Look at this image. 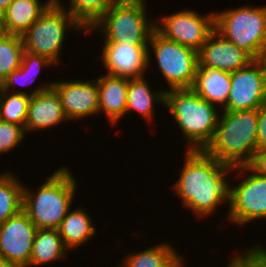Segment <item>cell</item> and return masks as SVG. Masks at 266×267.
Returning a JSON list of instances; mask_svg holds the SVG:
<instances>
[{
	"label": "cell",
	"mask_w": 266,
	"mask_h": 267,
	"mask_svg": "<svg viewBox=\"0 0 266 267\" xmlns=\"http://www.w3.org/2000/svg\"><path fill=\"white\" fill-rule=\"evenodd\" d=\"M185 156V165L174 184L175 191L195 215H210L224 200H229V183L225 178L233 167L204 150H187Z\"/></svg>",
	"instance_id": "cell-1"
},
{
	"label": "cell",
	"mask_w": 266,
	"mask_h": 267,
	"mask_svg": "<svg viewBox=\"0 0 266 267\" xmlns=\"http://www.w3.org/2000/svg\"><path fill=\"white\" fill-rule=\"evenodd\" d=\"M258 110L224 111L204 151L219 162L245 166L257 150Z\"/></svg>",
	"instance_id": "cell-2"
},
{
	"label": "cell",
	"mask_w": 266,
	"mask_h": 267,
	"mask_svg": "<svg viewBox=\"0 0 266 267\" xmlns=\"http://www.w3.org/2000/svg\"><path fill=\"white\" fill-rule=\"evenodd\" d=\"M70 170L55 171L35 194L23 186V208L38 229H57L66 217L76 192Z\"/></svg>",
	"instance_id": "cell-3"
},
{
	"label": "cell",
	"mask_w": 266,
	"mask_h": 267,
	"mask_svg": "<svg viewBox=\"0 0 266 267\" xmlns=\"http://www.w3.org/2000/svg\"><path fill=\"white\" fill-rule=\"evenodd\" d=\"M164 105L189 142L187 150H204L216 131L219 119L217 106L202 99L192 89L165 91Z\"/></svg>",
	"instance_id": "cell-4"
},
{
	"label": "cell",
	"mask_w": 266,
	"mask_h": 267,
	"mask_svg": "<svg viewBox=\"0 0 266 267\" xmlns=\"http://www.w3.org/2000/svg\"><path fill=\"white\" fill-rule=\"evenodd\" d=\"M214 29L253 59H262L266 50V6H241L214 13Z\"/></svg>",
	"instance_id": "cell-5"
},
{
	"label": "cell",
	"mask_w": 266,
	"mask_h": 267,
	"mask_svg": "<svg viewBox=\"0 0 266 267\" xmlns=\"http://www.w3.org/2000/svg\"><path fill=\"white\" fill-rule=\"evenodd\" d=\"M145 0H118L90 29L99 27L104 42L148 45L156 23L149 22Z\"/></svg>",
	"instance_id": "cell-6"
},
{
	"label": "cell",
	"mask_w": 266,
	"mask_h": 267,
	"mask_svg": "<svg viewBox=\"0 0 266 267\" xmlns=\"http://www.w3.org/2000/svg\"><path fill=\"white\" fill-rule=\"evenodd\" d=\"M62 5L61 2H53L21 36L25 51L44 56L54 64L60 59L68 28L84 29Z\"/></svg>",
	"instance_id": "cell-7"
},
{
	"label": "cell",
	"mask_w": 266,
	"mask_h": 267,
	"mask_svg": "<svg viewBox=\"0 0 266 267\" xmlns=\"http://www.w3.org/2000/svg\"><path fill=\"white\" fill-rule=\"evenodd\" d=\"M152 46L162 72L171 89H191L198 67V52L165 38L156 29L148 43Z\"/></svg>",
	"instance_id": "cell-8"
},
{
	"label": "cell",
	"mask_w": 266,
	"mask_h": 267,
	"mask_svg": "<svg viewBox=\"0 0 266 267\" xmlns=\"http://www.w3.org/2000/svg\"><path fill=\"white\" fill-rule=\"evenodd\" d=\"M242 172H251L238 186L229 185V216L231 222L244 225L247 222L266 218V177L255 173L248 165L236 166ZM251 170V171H250Z\"/></svg>",
	"instance_id": "cell-9"
},
{
	"label": "cell",
	"mask_w": 266,
	"mask_h": 267,
	"mask_svg": "<svg viewBox=\"0 0 266 267\" xmlns=\"http://www.w3.org/2000/svg\"><path fill=\"white\" fill-rule=\"evenodd\" d=\"M266 102V67L262 59L231 72V88L224 111L258 109Z\"/></svg>",
	"instance_id": "cell-10"
},
{
	"label": "cell",
	"mask_w": 266,
	"mask_h": 267,
	"mask_svg": "<svg viewBox=\"0 0 266 267\" xmlns=\"http://www.w3.org/2000/svg\"><path fill=\"white\" fill-rule=\"evenodd\" d=\"M161 19L162 24L155 25L161 35L197 52L215 30L213 13L201 16L195 11L184 10Z\"/></svg>",
	"instance_id": "cell-11"
},
{
	"label": "cell",
	"mask_w": 266,
	"mask_h": 267,
	"mask_svg": "<svg viewBox=\"0 0 266 267\" xmlns=\"http://www.w3.org/2000/svg\"><path fill=\"white\" fill-rule=\"evenodd\" d=\"M37 230L23 210L0 224V258L29 267Z\"/></svg>",
	"instance_id": "cell-12"
},
{
	"label": "cell",
	"mask_w": 266,
	"mask_h": 267,
	"mask_svg": "<svg viewBox=\"0 0 266 267\" xmlns=\"http://www.w3.org/2000/svg\"><path fill=\"white\" fill-rule=\"evenodd\" d=\"M149 45H130L122 42H104L101 52L108 75L122 78H140L149 65Z\"/></svg>",
	"instance_id": "cell-13"
},
{
	"label": "cell",
	"mask_w": 266,
	"mask_h": 267,
	"mask_svg": "<svg viewBox=\"0 0 266 267\" xmlns=\"http://www.w3.org/2000/svg\"><path fill=\"white\" fill-rule=\"evenodd\" d=\"M68 120L93 116L99 112L97 81L53 82Z\"/></svg>",
	"instance_id": "cell-14"
},
{
	"label": "cell",
	"mask_w": 266,
	"mask_h": 267,
	"mask_svg": "<svg viewBox=\"0 0 266 267\" xmlns=\"http://www.w3.org/2000/svg\"><path fill=\"white\" fill-rule=\"evenodd\" d=\"M254 59L244 50L213 31L198 51V67L235 72Z\"/></svg>",
	"instance_id": "cell-15"
},
{
	"label": "cell",
	"mask_w": 266,
	"mask_h": 267,
	"mask_svg": "<svg viewBox=\"0 0 266 267\" xmlns=\"http://www.w3.org/2000/svg\"><path fill=\"white\" fill-rule=\"evenodd\" d=\"M67 117L56 90L51 87L30 97L25 132L29 130H44L65 122Z\"/></svg>",
	"instance_id": "cell-16"
},
{
	"label": "cell",
	"mask_w": 266,
	"mask_h": 267,
	"mask_svg": "<svg viewBox=\"0 0 266 267\" xmlns=\"http://www.w3.org/2000/svg\"><path fill=\"white\" fill-rule=\"evenodd\" d=\"M99 111L114 125L125 115L129 79L112 75L98 78Z\"/></svg>",
	"instance_id": "cell-17"
},
{
	"label": "cell",
	"mask_w": 266,
	"mask_h": 267,
	"mask_svg": "<svg viewBox=\"0 0 266 267\" xmlns=\"http://www.w3.org/2000/svg\"><path fill=\"white\" fill-rule=\"evenodd\" d=\"M231 88V72L208 67H197L191 89L210 104L224 108Z\"/></svg>",
	"instance_id": "cell-18"
},
{
	"label": "cell",
	"mask_w": 266,
	"mask_h": 267,
	"mask_svg": "<svg viewBox=\"0 0 266 267\" xmlns=\"http://www.w3.org/2000/svg\"><path fill=\"white\" fill-rule=\"evenodd\" d=\"M53 2L48 0L40 4V0H14L1 15L3 32L22 36Z\"/></svg>",
	"instance_id": "cell-19"
},
{
	"label": "cell",
	"mask_w": 266,
	"mask_h": 267,
	"mask_svg": "<svg viewBox=\"0 0 266 267\" xmlns=\"http://www.w3.org/2000/svg\"><path fill=\"white\" fill-rule=\"evenodd\" d=\"M90 216L83 209H76L66 215L57 228L68 249H75L95 235V227Z\"/></svg>",
	"instance_id": "cell-20"
},
{
	"label": "cell",
	"mask_w": 266,
	"mask_h": 267,
	"mask_svg": "<svg viewBox=\"0 0 266 267\" xmlns=\"http://www.w3.org/2000/svg\"><path fill=\"white\" fill-rule=\"evenodd\" d=\"M52 86L53 82L40 85V87H37L29 94L22 91L9 94L0 87V120L21 125L24 128L30 97Z\"/></svg>",
	"instance_id": "cell-21"
},
{
	"label": "cell",
	"mask_w": 266,
	"mask_h": 267,
	"mask_svg": "<svg viewBox=\"0 0 266 267\" xmlns=\"http://www.w3.org/2000/svg\"><path fill=\"white\" fill-rule=\"evenodd\" d=\"M146 81L144 77L129 79L125 114L131 110H135L142 117L146 118L147 121H151L154 112V102L159 100V102L164 104L165 91L160 90L156 93L155 91H151Z\"/></svg>",
	"instance_id": "cell-22"
},
{
	"label": "cell",
	"mask_w": 266,
	"mask_h": 267,
	"mask_svg": "<svg viewBox=\"0 0 266 267\" xmlns=\"http://www.w3.org/2000/svg\"><path fill=\"white\" fill-rule=\"evenodd\" d=\"M63 240L57 229H38L34 238L29 266L66 258Z\"/></svg>",
	"instance_id": "cell-23"
},
{
	"label": "cell",
	"mask_w": 266,
	"mask_h": 267,
	"mask_svg": "<svg viewBox=\"0 0 266 267\" xmlns=\"http://www.w3.org/2000/svg\"><path fill=\"white\" fill-rule=\"evenodd\" d=\"M120 267H176L182 258L169 244H156L138 253H129Z\"/></svg>",
	"instance_id": "cell-24"
},
{
	"label": "cell",
	"mask_w": 266,
	"mask_h": 267,
	"mask_svg": "<svg viewBox=\"0 0 266 267\" xmlns=\"http://www.w3.org/2000/svg\"><path fill=\"white\" fill-rule=\"evenodd\" d=\"M13 176V177H12ZM23 208V186L11 173L0 175V224Z\"/></svg>",
	"instance_id": "cell-25"
},
{
	"label": "cell",
	"mask_w": 266,
	"mask_h": 267,
	"mask_svg": "<svg viewBox=\"0 0 266 267\" xmlns=\"http://www.w3.org/2000/svg\"><path fill=\"white\" fill-rule=\"evenodd\" d=\"M52 65L48 58L24 51L21 66L12 71L0 84V87L10 93V89L17 84L28 85L37 79L41 66Z\"/></svg>",
	"instance_id": "cell-26"
},
{
	"label": "cell",
	"mask_w": 266,
	"mask_h": 267,
	"mask_svg": "<svg viewBox=\"0 0 266 267\" xmlns=\"http://www.w3.org/2000/svg\"><path fill=\"white\" fill-rule=\"evenodd\" d=\"M118 0H71L68 13L71 14L87 31Z\"/></svg>",
	"instance_id": "cell-27"
},
{
	"label": "cell",
	"mask_w": 266,
	"mask_h": 267,
	"mask_svg": "<svg viewBox=\"0 0 266 267\" xmlns=\"http://www.w3.org/2000/svg\"><path fill=\"white\" fill-rule=\"evenodd\" d=\"M24 44L20 35L3 33L0 36V84L21 66Z\"/></svg>",
	"instance_id": "cell-28"
},
{
	"label": "cell",
	"mask_w": 266,
	"mask_h": 267,
	"mask_svg": "<svg viewBox=\"0 0 266 267\" xmlns=\"http://www.w3.org/2000/svg\"><path fill=\"white\" fill-rule=\"evenodd\" d=\"M21 125L0 120V154L13 150L24 138Z\"/></svg>",
	"instance_id": "cell-29"
},
{
	"label": "cell",
	"mask_w": 266,
	"mask_h": 267,
	"mask_svg": "<svg viewBox=\"0 0 266 267\" xmlns=\"http://www.w3.org/2000/svg\"><path fill=\"white\" fill-rule=\"evenodd\" d=\"M229 264L232 267H266V249L256 245L245 254L236 255Z\"/></svg>",
	"instance_id": "cell-30"
},
{
	"label": "cell",
	"mask_w": 266,
	"mask_h": 267,
	"mask_svg": "<svg viewBox=\"0 0 266 267\" xmlns=\"http://www.w3.org/2000/svg\"><path fill=\"white\" fill-rule=\"evenodd\" d=\"M257 149L266 148V102L258 109Z\"/></svg>",
	"instance_id": "cell-31"
},
{
	"label": "cell",
	"mask_w": 266,
	"mask_h": 267,
	"mask_svg": "<svg viewBox=\"0 0 266 267\" xmlns=\"http://www.w3.org/2000/svg\"><path fill=\"white\" fill-rule=\"evenodd\" d=\"M248 166L255 173L266 177V148L257 149Z\"/></svg>",
	"instance_id": "cell-32"
},
{
	"label": "cell",
	"mask_w": 266,
	"mask_h": 267,
	"mask_svg": "<svg viewBox=\"0 0 266 267\" xmlns=\"http://www.w3.org/2000/svg\"><path fill=\"white\" fill-rule=\"evenodd\" d=\"M14 0H0V15L9 7Z\"/></svg>",
	"instance_id": "cell-33"
},
{
	"label": "cell",
	"mask_w": 266,
	"mask_h": 267,
	"mask_svg": "<svg viewBox=\"0 0 266 267\" xmlns=\"http://www.w3.org/2000/svg\"><path fill=\"white\" fill-rule=\"evenodd\" d=\"M0 267H22V266L0 258Z\"/></svg>",
	"instance_id": "cell-34"
},
{
	"label": "cell",
	"mask_w": 266,
	"mask_h": 267,
	"mask_svg": "<svg viewBox=\"0 0 266 267\" xmlns=\"http://www.w3.org/2000/svg\"><path fill=\"white\" fill-rule=\"evenodd\" d=\"M3 28H2V21H1V15H0V36L3 34Z\"/></svg>",
	"instance_id": "cell-35"
},
{
	"label": "cell",
	"mask_w": 266,
	"mask_h": 267,
	"mask_svg": "<svg viewBox=\"0 0 266 267\" xmlns=\"http://www.w3.org/2000/svg\"><path fill=\"white\" fill-rule=\"evenodd\" d=\"M262 60H263V62H264V64H265V67H266V50L264 51Z\"/></svg>",
	"instance_id": "cell-36"
},
{
	"label": "cell",
	"mask_w": 266,
	"mask_h": 267,
	"mask_svg": "<svg viewBox=\"0 0 266 267\" xmlns=\"http://www.w3.org/2000/svg\"><path fill=\"white\" fill-rule=\"evenodd\" d=\"M184 264H182V261L176 266V267H182Z\"/></svg>",
	"instance_id": "cell-37"
}]
</instances>
